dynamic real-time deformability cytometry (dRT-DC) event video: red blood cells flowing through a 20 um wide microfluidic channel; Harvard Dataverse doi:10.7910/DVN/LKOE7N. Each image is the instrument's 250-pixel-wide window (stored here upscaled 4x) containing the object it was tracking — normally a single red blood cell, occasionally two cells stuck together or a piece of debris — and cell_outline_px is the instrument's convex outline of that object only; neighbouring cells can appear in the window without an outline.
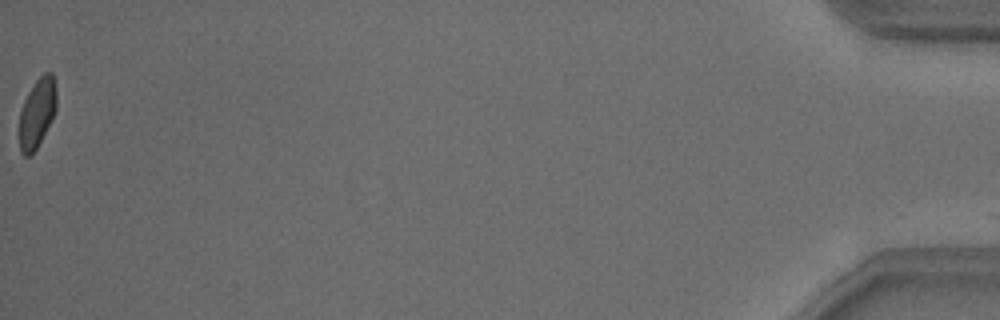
{"species": "common noctule bat (a hibernating species)", "species_latin": "Nyctalus noctula", "temperature_condition": "warm", "stored_images_in_passage": 37, "camera_frame_rate_fps": 3000, "um_per_image_px": 0.085, "animal": {"sex": "male", "body_mass_g": 18.8}, "frame": {"image": 1, "passage_image": 37, "time_ms": 12.0, "image_size_px": [1000, 320], "cell_outline_px": [[56, 108], [52, 120], [36, 148], [28, 156], [24, 156], [20, 152], [20, 108], [28, 92], [36, 80], [44, 72], [52, 72], [56, 88]], "centroid_in_image_um": [3.16, 9.57], "position_along_channel_um": 432.0, "area_um2": 14.91}}